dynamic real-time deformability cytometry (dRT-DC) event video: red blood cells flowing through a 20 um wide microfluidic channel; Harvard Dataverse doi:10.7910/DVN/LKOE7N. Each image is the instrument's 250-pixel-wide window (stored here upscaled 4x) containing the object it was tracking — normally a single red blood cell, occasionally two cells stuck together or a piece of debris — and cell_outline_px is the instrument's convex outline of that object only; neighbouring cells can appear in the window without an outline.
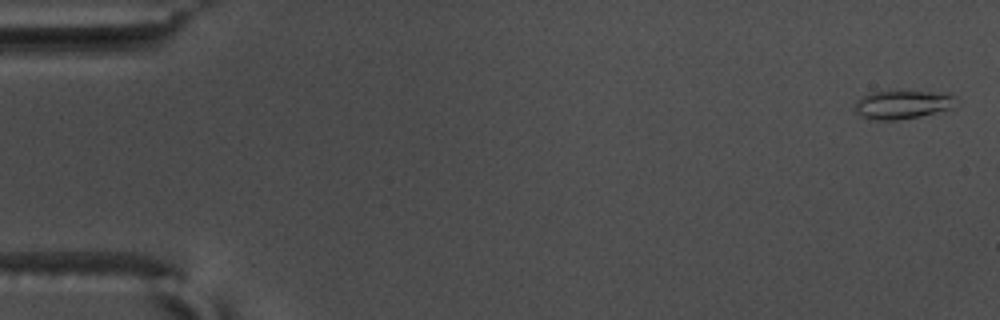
{"species": "common noctule bat (a hibernating species)", "species_latin": "Nyctalus noctula", "temperature_condition": "warm", "stored_images_in_passage": 56, "camera_frame_rate_fps": 3000, "um_per_image_px": 0.085, "animal": {"sex": "male", "body_mass_g": 17.5, "forearm_length_mm": 52.3}, "frame": {"image": 1, "passage_image": 2, "time_ms": 0.333, "image_size_px": [1000, 320], "cell_outline_px": [[956, 96], [948, 108], [936, 112], [920, 116], [900, 120], [876, 120], [860, 116], [852, 108], [860, 96], [868, 92], [896, 88], [900, 88], [952, 92]], "centroid_in_image_um": [76.65, 8.8], "position_along_channel_um": 8.3, "area_um2": 17.98}}
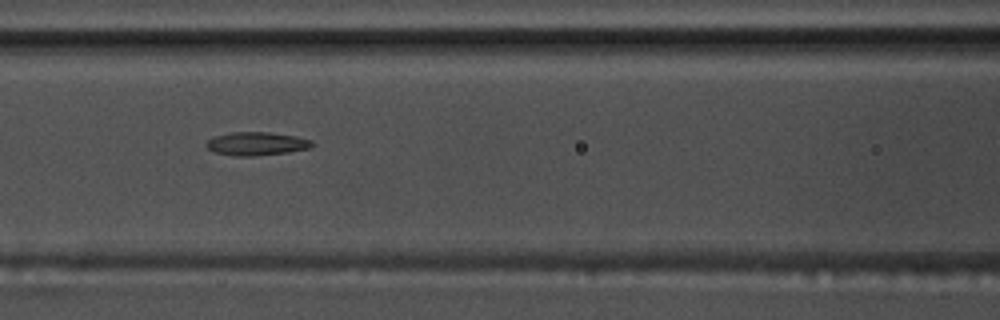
{"frame": {"image": 2, "passage_image": 25, "time_ms": 8.0, "image_size_px": [1000, 320], "cell_outline_px": [[316, 144], [312, 148], [288, 152], [256, 156], [232, 156], [216, 152], [208, 148], [204, 144], [212, 136], [232, 132], [268, 132], [296, 136], [312, 140]], "centroid_in_image_um": [21.83, 12.21], "position_along_channel_um": 144.8, "area_um2": 14.62}}
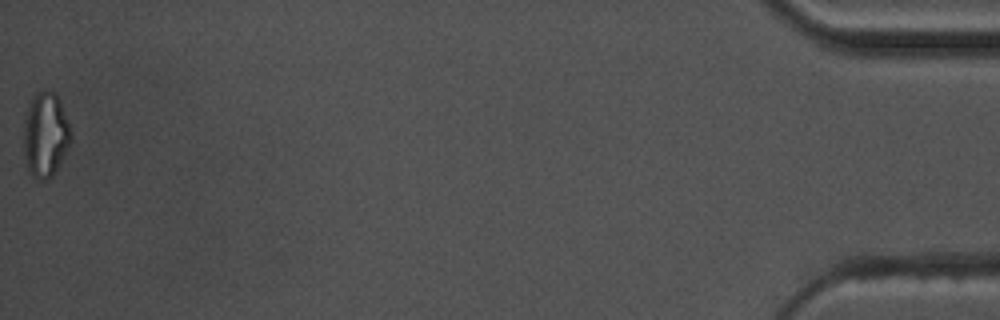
{"frame": {"image": 3, "passage_image": 56, "time_ms": 18.333, "image_size_px": [1000, 320], "cell_outline_px": [[72, 140], [60, 164], [52, 176], [44, 180], [36, 180], [32, 176], [28, 168], [24, 156], [24, 112], [28, 100], [36, 92], [44, 88], [52, 92], [60, 100], [68, 120], [72, 132]], "centroid_in_image_um": [3.85, 11.41], "position_along_channel_um": 431.3, "area_um2": 23.93}, "authors_computed_cell_mechanics": {"area_um2": 14.9991, "velocity_mm_per_s": 3.7305, "shape_relaxation_time_tau1_ms": null, "shape_relaxation_time_tau2_ms": 2.8014, "deformation_change_tau1": null, "deformation_change_tau2": 0.1067}}